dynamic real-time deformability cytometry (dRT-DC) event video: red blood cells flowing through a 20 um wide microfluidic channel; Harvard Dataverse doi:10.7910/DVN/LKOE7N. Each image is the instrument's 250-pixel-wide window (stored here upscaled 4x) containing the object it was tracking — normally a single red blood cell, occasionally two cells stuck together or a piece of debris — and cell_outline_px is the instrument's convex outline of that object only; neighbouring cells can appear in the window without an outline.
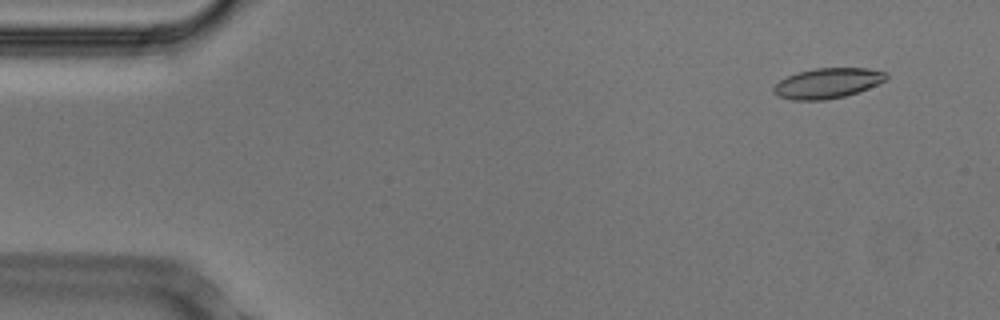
{"species": "Egyptian fruit bat (a non-hibernating species)", "species_latin": "Rousettus aegyptiacus", "temperature_condition": "cold", "stored_images_in_passage": 50, "camera_frame_rate_fps": 3000, "um_per_image_px": 0.085, "animal": {"sex": "male"}, "frame": {"image": 1, "passage_image": 1, "time_ms": 0.0, "image_size_px": [1000, 320], "cell_outline_px": [[888, 80], [868, 88], [844, 96], [824, 100], [792, 100], [780, 96], [772, 92], [772, 88], [780, 80], [788, 76], [800, 72], [816, 68], [868, 68], [888, 72]], "centroid_in_image_um": [70.38, 7.06], "position_along_channel_um": 14.6, "area_um2": 19.77}}
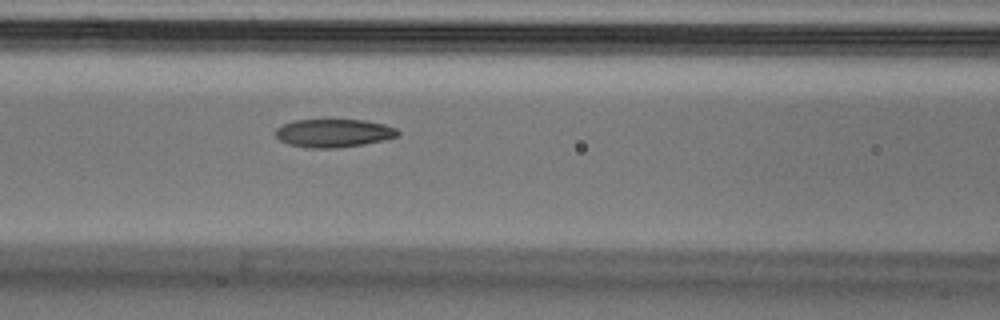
{"frame": {"image": 2, "passage_image": 19, "time_ms": 6.0, "image_size_px": [1000, 320], "cell_outline_px": [[400, 136], [384, 140], [364, 144], [340, 148], [308, 148], [288, 144], [280, 140], [276, 136], [276, 128], [292, 120], [364, 120], [384, 124], [396, 128], [400, 132]], "centroid_in_image_um": [28.38, 11.32], "position_along_channel_um": 138.2, "area_um2": 20.23}}
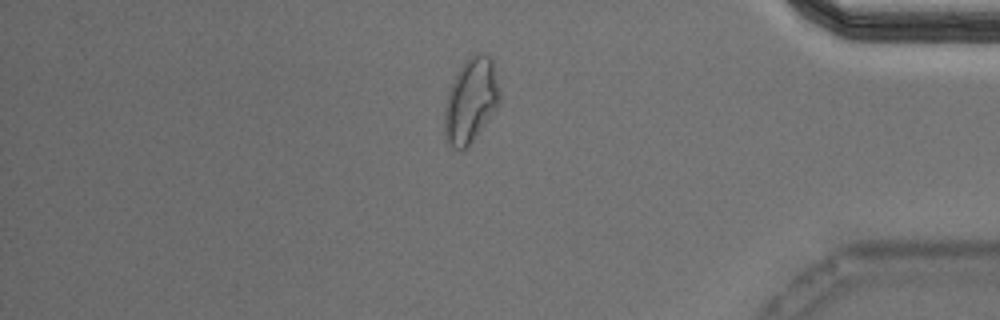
{"frame": {"image": 3, "passage_image": 42, "time_ms": 13.667, "image_size_px": [1000, 320], "cell_outline_px": [[500, 100], [496, 108], [468, 148], [460, 152], [452, 148], [444, 136], [444, 112], [448, 92], [460, 68], [472, 56], [480, 52], [484, 52], [492, 60], [500, 88]], "centroid_in_image_um": [40.02, 8.61], "position_along_channel_um": 395.2, "area_um2": 27.05}, "authors_computed_cell_mechanics": {"area_um2": 20.7502, "velocity_mm_per_s": 3.7469, "shape_relaxation_time_tau1_ms": null, "shape_relaxation_time_tau2_ms": 3.4199, "deformation_change_tau1": null, "deformation_change_tau2": 0.1002}}